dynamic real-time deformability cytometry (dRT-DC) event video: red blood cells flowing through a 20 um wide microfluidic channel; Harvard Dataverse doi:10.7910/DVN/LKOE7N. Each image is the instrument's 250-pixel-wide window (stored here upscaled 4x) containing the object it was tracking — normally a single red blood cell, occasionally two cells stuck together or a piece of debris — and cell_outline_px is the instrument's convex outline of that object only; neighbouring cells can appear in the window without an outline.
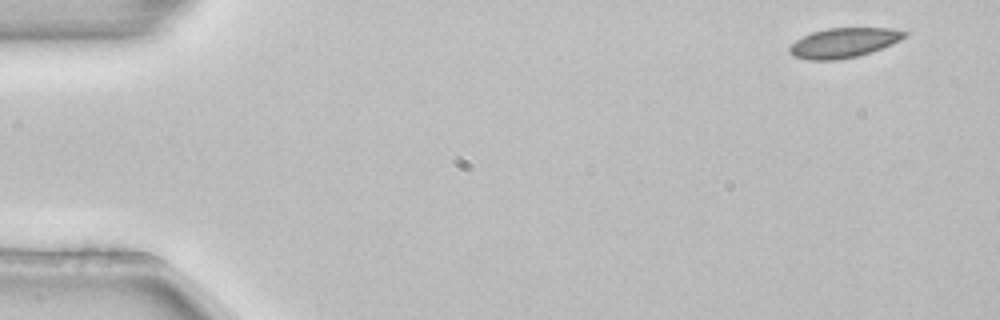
{"species": "common noctule bat (a hibernating species)", "species_latin": "Nyctalus noctula", "temperature_condition": "room temperature", "stored_images_in_passage": 3, "camera_frame_rate_fps": 3000, "um_per_image_px": 0.085, "animal": {"sex": "female", "body_mass_g": 22.7, "forearm_length_mm": 54.2}, "frame": {"image": 1, "passage_image": 1, "time_ms": 0.0, "image_size_px": [1000, 320], "cell_outline_px": [[908, 32], [900, 40], [892, 44], [872, 52], [856, 56], [836, 60], [808, 60], [792, 56], [788, 52], [788, 48], [796, 40], [812, 32], [828, 28], [892, 28]], "centroid_in_image_um": [71.69, 3.64], "position_along_channel_um": 13.3, "area_um2": 19.88}}
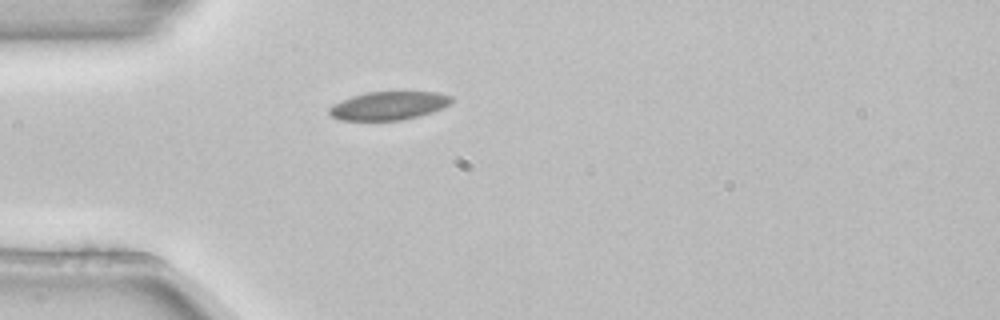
{"frame": {"image": 2, "passage_image": 3, "time_ms": 0.667, "image_size_px": [1000, 320], "cell_outline_px": [[452, 100], [448, 104], [432, 112], [420, 116], [400, 120], [340, 120], [332, 116], [328, 112], [328, 108], [332, 104], [352, 96], [368, 92], [436, 92], [452, 96]], "centroid_in_image_um": [33.0, 8.98], "position_along_channel_um": 52.0, "area_um2": 20.06}}